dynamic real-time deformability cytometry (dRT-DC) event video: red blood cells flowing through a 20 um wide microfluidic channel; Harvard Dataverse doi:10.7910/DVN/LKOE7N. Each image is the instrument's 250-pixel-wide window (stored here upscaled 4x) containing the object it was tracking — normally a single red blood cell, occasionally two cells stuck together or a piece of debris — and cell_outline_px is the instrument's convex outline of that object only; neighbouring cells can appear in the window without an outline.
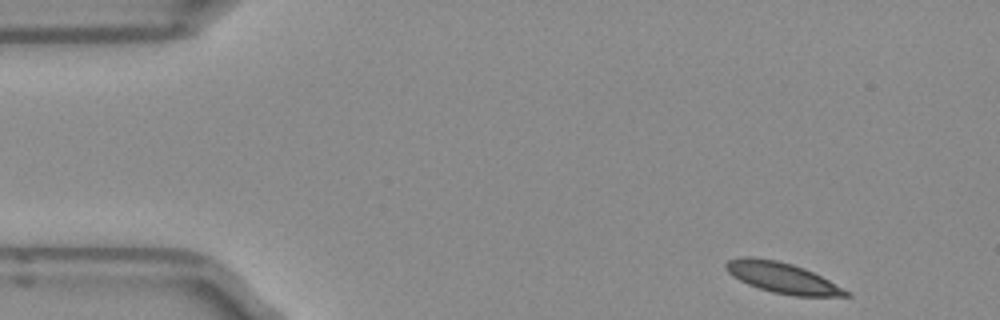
{"species": "Egyptian fruit bat (a non-hibernating species)", "species_latin": "Rousettus aegyptiacus", "temperature_condition": "room temperature", "stored_images_in_passage": 7, "camera_frame_rate_fps": 3000, "um_per_image_px": 0.085, "frame": {"image": 1, "passage_image": 1, "time_ms": 0.0, "image_size_px": [1000, 320], "cell_outline_px": [[852, 296], [792, 296], [772, 292], [748, 284], [732, 276], [728, 272], [724, 264], [728, 260], [740, 256], [748, 256], [776, 260], [792, 264], [804, 268], [852, 292]], "centroid_in_image_um": [66.49, 23.61], "position_along_channel_um": 18.5, "area_um2": 21.39}}
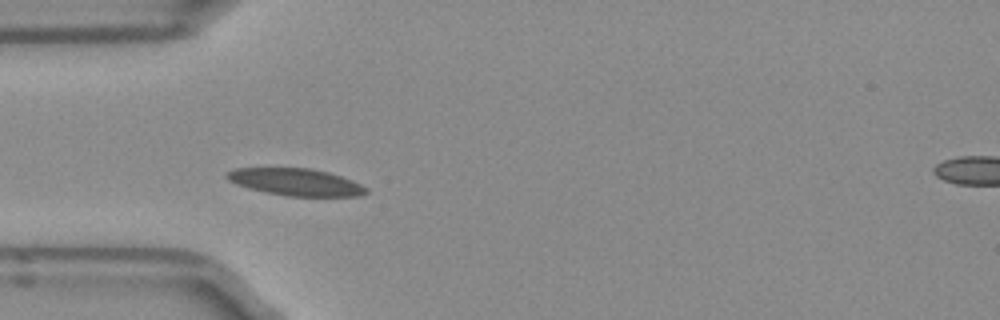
{"frame": {"image": 2, "passage_image": 4, "time_ms": 1.0, "image_size_px": [1000, 320], "cell_outline_px": [[368, 192], [360, 196], [288, 196], [264, 192], [248, 188], [236, 184], [228, 180], [224, 176], [232, 168], [308, 168], [328, 172], [352, 180], [368, 188]], "centroid_in_image_um": [25.12, 15.47], "position_along_channel_um": 59.9, "area_um2": 22.02}}
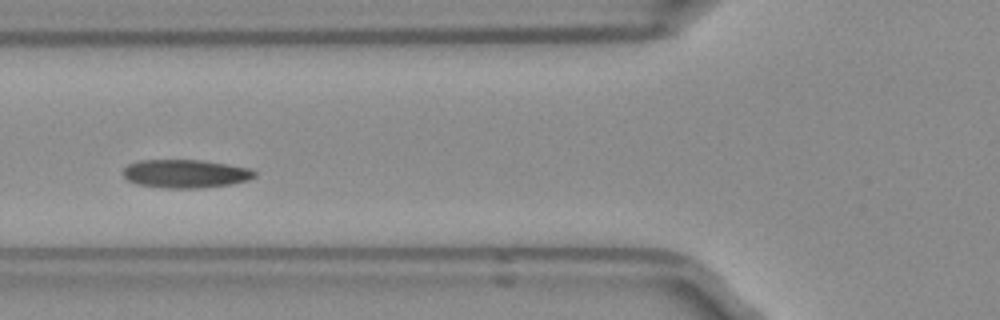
{"frame": {"image": 3, "passage_image": 5, "time_ms": 1.333, "image_size_px": [1000, 320], "cell_outline_px": [[256, 176], [248, 180], [232, 184], [200, 188], [164, 188], [136, 184], [128, 180], [124, 176], [124, 168], [128, 164], [140, 160], [200, 160], [228, 164], [252, 168], [256, 172]], "centroid_in_image_um": [15.8, 14.76], "position_along_channel_um": 110.0, "area_um2": 21.85}}